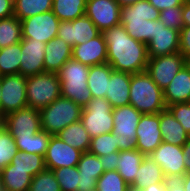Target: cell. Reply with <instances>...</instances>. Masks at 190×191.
Returning <instances> with one entry per match:
<instances>
[{
  "label": "cell",
  "instance_id": "14",
  "mask_svg": "<svg viewBox=\"0 0 190 191\" xmlns=\"http://www.w3.org/2000/svg\"><path fill=\"white\" fill-rule=\"evenodd\" d=\"M100 33L96 25L84 14L72 21H60L57 37L73 48L97 37Z\"/></svg>",
  "mask_w": 190,
  "mask_h": 191
},
{
  "label": "cell",
  "instance_id": "56",
  "mask_svg": "<svg viewBox=\"0 0 190 191\" xmlns=\"http://www.w3.org/2000/svg\"><path fill=\"white\" fill-rule=\"evenodd\" d=\"M3 127V117L0 115V129Z\"/></svg>",
  "mask_w": 190,
  "mask_h": 191
},
{
  "label": "cell",
  "instance_id": "31",
  "mask_svg": "<svg viewBox=\"0 0 190 191\" xmlns=\"http://www.w3.org/2000/svg\"><path fill=\"white\" fill-rule=\"evenodd\" d=\"M86 0H53L52 12L60 21H72L85 14Z\"/></svg>",
  "mask_w": 190,
  "mask_h": 191
},
{
  "label": "cell",
  "instance_id": "19",
  "mask_svg": "<svg viewBox=\"0 0 190 191\" xmlns=\"http://www.w3.org/2000/svg\"><path fill=\"white\" fill-rule=\"evenodd\" d=\"M180 31L165 27L156 20L155 37L147 44L148 56L158 57L179 52Z\"/></svg>",
  "mask_w": 190,
  "mask_h": 191
},
{
  "label": "cell",
  "instance_id": "43",
  "mask_svg": "<svg viewBox=\"0 0 190 191\" xmlns=\"http://www.w3.org/2000/svg\"><path fill=\"white\" fill-rule=\"evenodd\" d=\"M167 109L190 135V104L188 102L175 103L167 106Z\"/></svg>",
  "mask_w": 190,
  "mask_h": 191
},
{
  "label": "cell",
  "instance_id": "40",
  "mask_svg": "<svg viewBox=\"0 0 190 191\" xmlns=\"http://www.w3.org/2000/svg\"><path fill=\"white\" fill-rule=\"evenodd\" d=\"M56 180L60 185L61 191H78L79 171L75 167H61L52 170Z\"/></svg>",
  "mask_w": 190,
  "mask_h": 191
},
{
  "label": "cell",
  "instance_id": "22",
  "mask_svg": "<svg viewBox=\"0 0 190 191\" xmlns=\"http://www.w3.org/2000/svg\"><path fill=\"white\" fill-rule=\"evenodd\" d=\"M131 75L128 72L112 71L105 97L112 108L129 105Z\"/></svg>",
  "mask_w": 190,
  "mask_h": 191
},
{
  "label": "cell",
  "instance_id": "18",
  "mask_svg": "<svg viewBox=\"0 0 190 191\" xmlns=\"http://www.w3.org/2000/svg\"><path fill=\"white\" fill-rule=\"evenodd\" d=\"M45 47L46 43L40 41L33 39L21 40L20 74L28 77L45 72Z\"/></svg>",
  "mask_w": 190,
  "mask_h": 191
},
{
  "label": "cell",
  "instance_id": "33",
  "mask_svg": "<svg viewBox=\"0 0 190 191\" xmlns=\"http://www.w3.org/2000/svg\"><path fill=\"white\" fill-rule=\"evenodd\" d=\"M21 42L0 49V77L20 74Z\"/></svg>",
  "mask_w": 190,
  "mask_h": 191
},
{
  "label": "cell",
  "instance_id": "54",
  "mask_svg": "<svg viewBox=\"0 0 190 191\" xmlns=\"http://www.w3.org/2000/svg\"><path fill=\"white\" fill-rule=\"evenodd\" d=\"M184 66L190 72V55L184 57Z\"/></svg>",
  "mask_w": 190,
  "mask_h": 191
},
{
  "label": "cell",
  "instance_id": "17",
  "mask_svg": "<svg viewBox=\"0 0 190 191\" xmlns=\"http://www.w3.org/2000/svg\"><path fill=\"white\" fill-rule=\"evenodd\" d=\"M82 151L65 143L57 135H51L46 154L45 166L48 170L61 167H75L80 161Z\"/></svg>",
  "mask_w": 190,
  "mask_h": 191
},
{
  "label": "cell",
  "instance_id": "30",
  "mask_svg": "<svg viewBox=\"0 0 190 191\" xmlns=\"http://www.w3.org/2000/svg\"><path fill=\"white\" fill-rule=\"evenodd\" d=\"M56 135L65 143L83 153L89 150L91 138L81 121L68 125Z\"/></svg>",
  "mask_w": 190,
  "mask_h": 191
},
{
  "label": "cell",
  "instance_id": "34",
  "mask_svg": "<svg viewBox=\"0 0 190 191\" xmlns=\"http://www.w3.org/2000/svg\"><path fill=\"white\" fill-rule=\"evenodd\" d=\"M53 0H14V16L20 21L52 10Z\"/></svg>",
  "mask_w": 190,
  "mask_h": 191
},
{
  "label": "cell",
  "instance_id": "35",
  "mask_svg": "<svg viewBox=\"0 0 190 191\" xmlns=\"http://www.w3.org/2000/svg\"><path fill=\"white\" fill-rule=\"evenodd\" d=\"M22 40L21 21L16 17L0 20V49L17 44Z\"/></svg>",
  "mask_w": 190,
  "mask_h": 191
},
{
  "label": "cell",
  "instance_id": "46",
  "mask_svg": "<svg viewBox=\"0 0 190 191\" xmlns=\"http://www.w3.org/2000/svg\"><path fill=\"white\" fill-rule=\"evenodd\" d=\"M101 165L104 171H115L117 170V161L119 158V152L109 153L108 155L99 157Z\"/></svg>",
  "mask_w": 190,
  "mask_h": 191
},
{
  "label": "cell",
  "instance_id": "53",
  "mask_svg": "<svg viewBox=\"0 0 190 191\" xmlns=\"http://www.w3.org/2000/svg\"><path fill=\"white\" fill-rule=\"evenodd\" d=\"M116 1L118 2L120 7H124V6L133 5L137 1H141V0H116Z\"/></svg>",
  "mask_w": 190,
  "mask_h": 191
},
{
  "label": "cell",
  "instance_id": "11",
  "mask_svg": "<svg viewBox=\"0 0 190 191\" xmlns=\"http://www.w3.org/2000/svg\"><path fill=\"white\" fill-rule=\"evenodd\" d=\"M22 39L48 43L57 36L60 20L52 10L21 20Z\"/></svg>",
  "mask_w": 190,
  "mask_h": 191
},
{
  "label": "cell",
  "instance_id": "10",
  "mask_svg": "<svg viewBox=\"0 0 190 191\" xmlns=\"http://www.w3.org/2000/svg\"><path fill=\"white\" fill-rule=\"evenodd\" d=\"M149 156L161 167L167 180H178L186 174L182 146L162 142Z\"/></svg>",
  "mask_w": 190,
  "mask_h": 191
},
{
  "label": "cell",
  "instance_id": "51",
  "mask_svg": "<svg viewBox=\"0 0 190 191\" xmlns=\"http://www.w3.org/2000/svg\"><path fill=\"white\" fill-rule=\"evenodd\" d=\"M145 191H166V183H154L144 188Z\"/></svg>",
  "mask_w": 190,
  "mask_h": 191
},
{
  "label": "cell",
  "instance_id": "7",
  "mask_svg": "<svg viewBox=\"0 0 190 191\" xmlns=\"http://www.w3.org/2000/svg\"><path fill=\"white\" fill-rule=\"evenodd\" d=\"M113 131L117 135V146L120 151L136 149V130L142 113L132 105L112 109Z\"/></svg>",
  "mask_w": 190,
  "mask_h": 191
},
{
  "label": "cell",
  "instance_id": "49",
  "mask_svg": "<svg viewBox=\"0 0 190 191\" xmlns=\"http://www.w3.org/2000/svg\"><path fill=\"white\" fill-rule=\"evenodd\" d=\"M184 158H185V168L186 173L190 172V138L187 140V142L182 146Z\"/></svg>",
  "mask_w": 190,
  "mask_h": 191
},
{
  "label": "cell",
  "instance_id": "58",
  "mask_svg": "<svg viewBox=\"0 0 190 191\" xmlns=\"http://www.w3.org/2000/svg\"><path fill=\"white\" fill-rule=\"evenodd\" d=\"M87 191H97V188H93V189H90V190H87Z\"/></svg>",
  "mask_w": 190,
  "mask_h": 191
},
{
  "label": "cell",
  "instance_id": "4",
  "mask_svg": "<svg viewBox=\"0 0 190 191\" xmlns=\"http://www.w3.org/2000/svg\"><path fill=\"white\" fill-rule=\"evenodd\" d=\"M57 75L61 83V97L71 99L82 108L93 98L87 83L89 66L70 59Z\"/></svg>",
  "mask_w": 190,
  "mask_h": 191
},
{
  "label": "cell",
  "instance_id": "8",
  "mask_svg": "<svg viewBox=\"0 0 190 191\" xmlns=\"http://www.w3.org/2000/svg\"><path fill=\"white\" fill-rule=\"evenodd\" d=\"M112 106L106 98H92L82 109L81 119L90 138L113 131Z\"/></svg>",
  "mask_w": 190,
  "mask_h": 191
},
{
  "label": "cell",
  "instance_id": "20",
  "mask_svg": "<svg viewBox=\"0 0 190 191\" xmlns=\"http://www.w3.org/2000/svg\"><path fill=\"white\" fill-rule=\"evenodd\" d=\"M72 59L89 67L106 63L107 44L103 33L81 45H75L72 48Z\"/></svg>",
  "mask_w": 190,
  "mask_h": 191
},
{
  "label": "cell",
  "instance_id": "24",
  "mask_svg": "<svg viewBox=\"0 0 190 191\" xmlns=\"http://www.w3.org/2000/svg\"><path fill=\"white\" fill-rule=\"evenodd\" d=\"M166 107L175 103L189 102L190 72L185 66L175 75L170 84L163 90Z\"/></svg>",
  "mask_w": 190,
  "mask_h": 191
},
{
  "label": "cell",
  "instance_id": "45",
  "mask_svg": "<svg viewBox=\"0 0 190 191\" xmlns=\"http://www.w3.org/2000/svg\"><path fill=\"white\" fill-rule=\"evenodd\" d=\"M149 3L160 12L172 7H182L186 0H148Z\"/></svg>",
  "mask_w": 190,
  "mask_h": 191
},
{
  "label": "cell",
  "instance_id": "16",
  "mask_svg": "<svg viewBox=\"0 0 190 191\" xmlns=\"http://www.w3.org/2000/svg\"><path fill=\"white\" fill-rule=\"evenodd\" d=\"M85 15L103 32L120 24L121 7L116 0H86Z\"/></svg>",
  "mask_w": 190,
  "mask_h": 191
},
{
  "label": "cell",
  "instance_id": "23",
  "mask_svg": "<svg viewBox=\"0 0 190 191\" xmlns=\"http://www.w3.org/2000/svg\"><path fill=\"white\" fill-rule=\"evenodd\" d=\"M44 52L45 72L57 73L68 60L72 59V47L57 36L46 43Z\"/></svg>",
  "mask_w": 190,
  "mask_h": 191
},
{
  "label": "cell",
  "instance_id": "9",
  "mask_svg": "<svg viewBox=\"0 0 190 191\" xmlns=\"http://www.w3.org/2000/svg\"><path fill=\"white\" fill-rule=\"evenodd\" d=\"M27 107L26 77L22 74L1 76L0 115Z\"/></svg>",
  "mask_w": 190,
  "mask_h": 191
},
{
  "label": "cell",
  "instance_id": "29",
  "mask_svg": "<svg viewBox=\"0 0 190 191\" xmlns=\"http://www.w3.org/2000/svg\"><path fill=\"white\" fill-rule=\"evenodd\" d=\"M143 160L144 155L137 149L119 152L117 171L129 186L134 184L136 173Z\"/></svg>",
  "mask_w": 190,
  "mask_h": 191
},
{
  "label": "cell",
  "instance_id": "2",
  "mask_svg": "<svg viewBox=\"0 0 190 191\" xmlns=\"http://www.w3.org/2000/svg\"><path fill=\"white\" fill-rule=\"evenodd\" d=\"M160 11L148 0L137 1L133 5L121 7L120 24L137 41L148 44L155 37L156 20Z\"/></svg>",
  "mask_w": 190,
  "mask_h": 191
},
{
  "label": "cell",
  "instance_id": "50",
  "mask_svg": "<svg viewBox=\"0 0 190 191\" xmlns=\"http://www.w3.org/2000/svg\"><path fill=\"white\" fill-rule=\"evenodd\" d=\"M166 191H185L178 180H167Z\"/></svg>",
  "mask_w": 190,
  "mask_h": 191
},
{
  "label": "cell",
  "instance_id": "38",
  "mask_svg": "<svg viewBox=\"0 0 190 191\" xmlns=\"http://www.w3.org/2000/svg\"><path fill=\"white\" fill-rule=\"evenodd\" d=\"M97 191H128L130 186L123 177L115 171H105L97 180Z\"/></svg>",
  "mask_w": 190,
  "mask_h": 191
},
{
  "label": "cell",
  "instance_id": "3",
  "mask_svg": "<svg viewBox=\"0 0 190 191\" xmlns=\"http://www.w3.org/2000/svg\"><path fill=\"white\" fill-rule=\"evenodd\" d=\"M129 104L142 114L160 113L167 107L163 91L146 72L131 75Z\"/></svg>",
  "mask_w": 190,
  "mask_h": 191
},
{
  "label": "cell",
  "instance_id": "37",
  "mask_svg": "<svg viewBox=\"0 0 190 191\" xmlns=\"http://www.w3.org/2000/svg\"><path fill=\"white\" fill-rule=\"evenodd\" d=\"M88 152L99 157L108 155L109 153L119 152L117 135L110 132L92 138Z\"/></svg>",
  "mask_w": 190,
  "mask_h": 191
},
{
  "label": "cell",
  "instance_id": "57",
  "mask_svg": "<svg viewBox=\"0 0 190 191\" xmlns=\"http://www.w3.org/2000/svg\"><path fill=\"white\" fill-rule=\"evenodd\" d=\"M0 104H1V77H0Z\"/></svg>",
  "mask_w": 190,
  "mask_h": 191
},
{
  "label": "cell",
  "instance_id": "1",
  "mask_svg": "<svg viewBox=\"0 0 190 191\" xmlns=\"http://www.w3.org/2000/svg\"><path fill=\"white\" fill-rule=\"evenodd\" d=\"M102 33L107 44V63L113 70L131 74L146 71L149 61L147 44L128 35L122 24Z\"/></svg>",
  "mask_w": 190,
  "mask_h": 191
},
{
  "label": "cell",
  "instance_id": "44",
  "mask_svg": "<svg viewBox=\"0 0 190 191\" xmlns=\"http://www.w3.org/2000/svg\"><path fill=\"white\" fill-rule=\"evenodd\" d=\"M179 52L184 57L190 55V27H183L180 30Z\"/></svg>",
  "mask_w": 190,
  "mask_h": 191
},
{
  "label": "cell",
  "instance_id": "36",
  "mask_svg": "<svg viewBox=\"0 0 190 191\" xmlns=\"http://www.w3.org/2000/svg\"><path fill=\"white\" fill-rule=\"evenodd\" d=\"M11 164L16 167H23L32 177L46 169L44 156L40 154H28L21 151H18L13 157Z\"/></svg>",
  "mask_w": 190,
  "mask_h": 191
},
{
  "label": "cell",
  "instance_id": "27",
  "mask_svg": "<svg viewBox=\"0 0 190 191\" xmlns=\"http://www.w3.org/2000/svg\"><path fill=\"white\" fill-rule=\"evenodd\" d=\"M113 68L106 62L89 67L88 88L93 98H105Z\"/></svg>",
  "mask_w": 190,
  "mask_h": 191
},
{
  "label": "cell",
  "instance_id": "39",
  "mask_svg": "<svg viewBox=\"0 0 190 191\" xmlns=\"http://www.w3.org/2000/svg\"><path fill=\"white\" fill-rule=\"evenodd\" d=\"M17 153L15 139L3 126L0 129V171L12 162Z\"/></svg>",
  "mask_w": 190,
  "mask_h": 191
},
{
  "label": "cell",
  "instance_id": "13",
  "mask_svg": "<svg viewBox=\"0 0 190 191\" xmlns=\"http://www.w3.org/2000/svg\"><path fill=\"white\" fill-rule=\"evenodd\" d=\"M3 126L12 137H30L41 129L40 112L32 107H25L3 117Z\"/></svg>",
  "mask_w": 190,
  "mask_h": 191
},
{
  "label": "cell",
  "instance_id": "42",
  "mask_svg": "<svg viewBox=\"0 0 190 191\" xmlns=\"http://www.w3.org/2000/svg\"><path fill=\"white\" fill-rule=\"evenodd\" d=\"M159 20L165 27L180 31L184 27L182 7H172L161 11Z\"/></svg>",
  "mask_w": 190,
  "mask_h": 191
},
{
  "label": "cell",
  "instance_id": "55",
  "mask_svg": "<svg viewBox=\"0 0 190 191\" xmlns=\"http://www.w3.org/2000/svg\"><path fill=\"white\" fill-rule=\"evenodd\" d=\"M128 191H145V190L141 189V188H136V187L130 186Z\"/></svg>",
  "mask_w": 190,
  "mask_h": 191
},
{
  "label": "cell",
  "instance_id": "28",
  "mask_svg": "<svg viewBox=\"0 0 190 191\" xmlns=\"http://www.w3.org/2000/svg\"><path fill=\"white\" fill-rule=\"evenodd\" d=\"M154 183H167L161 167L151 158L144 156V160L138 168L133 187L144 189Z\"/></svg>",
  "mask_w": 190,
  "mask_h": 191
},
{
  "label": "cell",
  "instance_id": "47",
  "mask_svg": "<svg viewBox=\"0 0 190 191\" xmlns=\"http://www.w3.org/2000/svg\"><path fill=\"white\" fill-rule=\"evenodd\" d=\"M14 16V0H0V20Z\"/></svg>",
  "mask_w": 190,
  "mask_h": 191
},
{
  "label": "cell",
  "instance_id": "32",
  "mask_svg": "<svg viewBox=\"0 0 190 191\" xmlns=\"http://www.w3.org/2000/svg\"><path fill=\"white\" fill-rule=\"evenodd\" d=\"M51 134L44 130H40L30 137H13L16 142L18 151L28 154H40L45 156L46 150L50 142Z\"/></svg>",
  "mask_w": 190,
  "mask_h": 191
},
{
  "label": "cell",
  "instance_id": "5",
  "mask_svg": "<svg viewBox=\"0 0 190 191\" xmlns=\"http://www.w3.org/2000/svg\"><path fill=\"white\" fill-rule=\"evenodd\" d=\"M82 109L71 99L59 97L39 110L41 129L48 134L56 135L68 125L80 121Z\"/></svg>",
  "mask_w": 190,
  "mask_h": 191
},
{
  "label": "cell",
  "instance_id": "15",
  "mask_svg": "<svg viewBox=\"0 0 190 191\" xmlns=\"http://www.w3.org/2000/svg\"><path fill=\"white\" fill-rule=\"evenodd\" d=\"M160 113L142 114L136 130V149L149 156L163 141L160 130Z\"/></svg>",
  "mask_w": 190,
  "mask_h": 191
},
{
  "label": "cell",
  "instance_id": "52",
  "mask_svg": "<svg viewBox=\"0 0 190 191\" xmlns=\"http://www.w3.org/2000/svg\"><path fill=\"white\" fill-rule=\"evenodd\" d=\"M178 181L182 184L185 191H190V172L186 173Z\"/></svg>",
  "mask_w": 190,
  "mask_h": 191
},
{
  "label": "cell",
  "instance_id": "25",
  "mask_svg": "<svg viewBox=\"0 0 190 191\" xmlns=\"http://www.w3.org/2000/svg\"><path fill=\"white\" fill-rule=\"evenodd\" d=\"M159 125L162 141L165 143L183 146L190 138V135L167 108L160 112Z\"/></svg>",
  "mask_w": 190,
  "mask_h": 191
},
{
  "label": "cell",
  "instance_id": "48",
  "mask_svg": "<svg viewBox=\"0 0 190 191\" xmlns=\"http://www.w3.org/2000/svg\"><path fill=\"white\" fill-rule=\"evenodd\" d=\"M182 17L184 22V27H190V1H185L182 4Z\"/></svg>",
  "mask_w": 190,
  "mask_h": 191
},
{
  "label": "cell",
  "instance_id": "41",
  "mask_svg": "<svg viewBox=\"0 0 190 191\" xmlns=\"http://www.w3.org/2000/svg\"><path fill=\"white\" fill-rule=\"evenodd\" d=\"M28 191H61L52 170L45 169L32 177Z\"/></svg>",
  "mask_w": 190,
  "mask_h": 191
},
{
  "label": "cell",
  "instance_id": "26",
  "mask_svg": "<svg viewBox=\"0 0 190 191\" xmlns=\"http://www.w3.org/2000/svg\"><path fill=\"white\" fill-rule=\"evenodd\" d=\"M2 191H28L32 176L23 167L11 163L0 171Z\"/></svg>",
  "mask_w": 190,
  "mask_h": 191
},
{
  "label": "cell",
  "instance_id": "12",
  "mask_svg": "<svg viewBox=\"0 0 190 191\" xmlns=\"http://www.w3.org/2000/svg\"><path fill=\"white\" fill-rule=\"evenodd\" d=\"M184 67V56L177 52L158 57H149L146 72L163 91Z\"/></svg>",
  "mask_w": 190,
  "mask_h": 191
},
{
  "label": "cell",
  "instance_id": "21",
  "mask_svg": "<svg viewBox=\"0 0 190 191\" xmlns=\"http://www.w3.org/2000/svg\"><path fill=\"white\" fill-rule=\"evenodd\" d=\"M79 171L78 191H87L96 188L98 178L105 172L99 156L84 152L77 164Z\"/></svg>",
  "mask_w": 190,
  "mask_h": 191
},
{
  "label": "cell",
  "instance_id": "6",
  "mask_svg": "<svg viewBox=\"0 0 190 191\" xmlns=\"http://www.w3.org/2000/svg\"><path fill=\"white\" fill-rule=\"evenodd\" d=\"M27 107L42 109L61 97L57 73L43 72L26 77Z\"/></svg>",
  "mask_w": 190,
  "mask_h": 191
}]
</instances>
